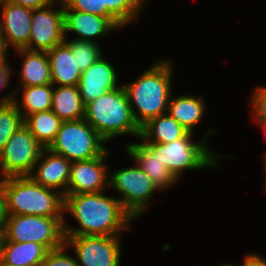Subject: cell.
<instances>
[{"instance_id":"24","label":"cell","mask_w":266,"mask_h":266,"mask_svg":"<svg viewBox=\"0 0 266 266\" xmlns=\"http://www.w3.org/2000/svg\"><path fill=\"white\" fill-rule=\"evenodd\" d=\"M62 122L52 110L35 112L23 119L26 128L45 148H48L55 140Z\"/></svg>"},{"instance_id":"39","label":"cell","mask_w":266,"mask_h":266,"mask_svg":"<svg viewBox=\"0 0 266 266\" xmlns=\"http://www.w3.org/2000/svg\"><path fill=\"white\" fill-rule=\"evenodd\" d=\"M221 266H237V265H231V264H223ZM242 266H246V258L244 259L243 265Z\"/></svg>"},{"instance_id":"5","label":"cell","mask_w":266,"mask_h":266,"mask_svg":"<svg viewBox=\"0 0 266 266\" xmlns=\"http://www.w3.org/2000/svg\"><path fill=\"white\" fill-rule=\"evenodd\" d=\"M64 217L38 215H8L5 224V241L35 242L48 251L65 244Z\"/></svg>"},{"instance_id":"16","label":"cell","mask_w":266,"mask_h":266,"mask_svg":"<svg viewBox=\"0 0 266 266\" xmlns=\"http://www.w3.org/2000/svg\"><path fill=\"white\" fill-rule=\"evenodd\" d=\"M77 86L84 104L120 87L114 67L102 56L81 73Z\"/></svg>"},{"instance_id":"40","label":"cell","mask_w":266,"mask_h":266,"mask_svg":"<svg viewBox=\"0 0 266 266\" xmlns=\"http://www.w3.org/2000/svg\"><path fill=\"white\" fill-rule=\"evenodd\" d=\"M259 125H261L264 129V135L266 136V123H258Z\"/></svg>"},{"instance_id":"34","label":"cell","mask_w":266,"mask_h":266,"mask_svg":"<svg viewBox=\"0 0 266 266\" xmlns=\"http://www.w3.org/2000/svg\"><path fill=\"white\" fill-rule=\"evenodd\" d=\"M11 70L7 62H0V90L5 88L9 83Z\"/></svg>"},{"instance_id":"2","label":"cell","mask_w":266,"mask_h":266,"mask_svg":"<svg viewBox=\"0 0 266 266\" xmlns=\"http://www.w3.org/2000/svg\"><path fill=\"white\" fill-rule=\"evenodd\" d=\"M172 64L159 61L142 73L133 83L124 84L128 95L131 111L139 127L151 118L168 111L171 96ZM135 105H134V104ZM136 106L139 114L134 110Z\"/></svg>"},{"instance_id":"18","label":"cell","mask_w":266,"mask_h":266,"mask_svg":"<svg viewBox=\"0 0 266 266\" xmlns=\"http://www.w3.org/2000/svg\"><path fill=\"white\" fill-rule=\"evenodd\" d=\"M48 53L52 84L77 86L81 72L76 67L75 53L65 43L53 47Z\"/></svg>"},{"instance_id":"37","label":"cell","mask_w":266,"mask_h":266,"mask_svg":"<svg viewBox=\"0 0 266 266\" xmlns=\"http://www.w3.org/2000/svg\"><path fill=\"white\" fill-rule=\"evenodd\" d=\"M4 241H5V229H4V225L0 224V256H1Z\"/></svg>"},{"instance_id":"4","label":"cell","mask_w":266,"mask_h":266,"mask_svg":"<svg viewBox=\"0 0 266 266\" xmlns=\"http://www.w3.org/2000/svg\"><path fill=\"white\" fill-rule=\"evenodd\" d=\"M34 182L29 176L6 177L8 215L64 216V195Z\"/></svg>"},{"instance_id":"3","label":"cell","mask_w":266,"mask_h":266,"mask_svg":"<svg viewBox=\"0 0 266 266\" xmlns=\"http://www.w3.org/2000/svg\"><path fill=\"white\" fill-rule=\"evenodd\" d=\"M84 119L105 141L125 134L140 136L124 85L86 103Z\"/></svg>"},{"instance_id":"32","label":"cell","mask_w":266,"mask_h":266,"mask_svg":"<svg viewBox=\"0 0 266 266\" xmlns=\"http://www.w3.org/2000/svg\"><path fill=\"white\" fill-rule=\"evenodd\" d=\"M8 217L6 204V177L0 179V224L4 225Z\"/></svg>"},{"instance_id":"11","label":"cell","mask_w":266,"mask_h":266,"mask_svg":"<svg viewBox=\"0 0 266 266\" xmlns=\"http://www.w3.org/2000/svg\"><path fill=\"white\" fill-rule=\"evenodd\" d=\"M59 3L61 8L58 11L53 9L56 3L43 8L33 9L30 40L24 49L48 52L66 40L62 0H59Z\"/></svg>"},{"instance_id":"30","label":"cell","mask_w":266,"mask_h":266,"mask_svg":"<svg viewBox=\"0 0 266 266\" xmlns=\"http://www.w3.org/2000/svg\"><path fill=\"white\" fill-rule=\"evenodd\" d=\"M65 244L47 252L40 266H79L75 258L65 253Z\"/></svg>"},{"instance_id":"8","label":"cell","mask_w":266,"mask_h":266,"mask_svg":"<svg viewBox=\"0 0 266 266\" xmlns=\"http://www.w3.org/2000/svg\"><path fill=\"white\" fill-rule=\"evenodd\" d=\"M44 148L23 124L0 152L2 175L28 176L32 173Z\"/></svg>"},{"instance_id":"33","label":"cell","mask_w":266,"mask_h":266,"mask_svg":"<svg viewBox=\"0 0 266 266\" xmlns=\"http://www.w3.org/2000/svg\"><path fill=\"white\" fill-rule=\"evenodd\" d=\"M6 1H10L12 3L18 4L20 6L27 7L30 9H39V8L49 6L55 3V1L57 3L59 2V0H6Z\"/></svg>"},{"instance_id":"19","label":"cell","mask_w":266,"mask_h":266,"mask_svg":"<svg viewBox=\"0 0 266 266\" xmlns=\"http://www.w3.org/2000/svg\"><path fill=\"white\" fill-rule=\"evenodd\" d=\"M188 131L169 113L151 118L140 127V140L147 143H170L183 138Z\"/></svg>"},{"instance_id":"28","label":"cell","mask_w":266,"mask_h":266,"mask_svg":"<svg viewBox=\"0 0 266 266\" xmlns=\"http://www.w3.org/2000/svg\"><path fill=\"white\" fill-rule=\"evenodd\" d=\"M101 8H106L123 26L138 19L141 12L130 0H101Z\"/></svg>"},{"instance_id":"27","label":"cell","mask_w":266,"mask_h":266,"mask_svg":"<svg viewBox=\"0 0 266 266\" xmlns=\"http://www.w3.org/2000/svg\"><path fill=\"white\" fill-rule=\"evenodd\" d=\"M64 42L71 48L72 53H75L76 67L81 73L102 56L97 42L76 39Z\"/></svg>"},{"instance_id":"7","label":"cell","mask_w":266,"mask_h":266,"mask_svg":"<svg viewBox=\"0 0 266 266\" xmlns=\"http://www.w3.org/2000/svg\"><path fill=\"white\" fill-rule=\"evenodd\" d=\"M193 133H187L183 138L176 141L164 143H149L157 152L158 157L164 166L174 175L181 177L184 170H198L205 167H217L215 159L221 155H215L205 142L193 143Z\"/></svg>"},{"instance_id":"21","label":"cell","mask_w":266,"mask_h":266,"mask_svg":"<svg viewBox=\"0 0 266 266\" xmlns=\"http://www.w3.org/2000/svg\"><path fill=\"white\" fill-rule=\"evenodd\" d=\"M24 58L20 72L23 87L52 84L47 52L18 49Z\"/></svg>"},{"instance_id":"26","label":"cell","mask_w":266,"mask_h":266,"mask_svg":"<svg viewBox=\"0 0 266 266\" xmlns=\"http://www.w3.org/2000/svg\"><path fill=\"white\" fill-rule=\"evenodd\" d=\"M14 91L0 99V152L11 136L23 125V116L13 103Z\"/></svg>"},{"instance_id":"38","label":"cell","mask_w":266,"mask_h":266,"mask_svg":"<svg viewBox=\"0 0 266 266\" xmlns=\"http://www.w3.org/2000/svg\"><path fill=\"white\" fill-rule=\"evenodd\" d=\"M140 11L143 9L144 1L145 0H130Z\"/></svg>"},{"instance_id":"20","label":"cell","mask_w":266,"mask_h":266,"mask_svg":"<svg viewBox=\"0 0 266 266\" xmlns=\"http://www.w3.org/2000/svg\"><path fill=\"white\" fill-rule=\"evenodd\" d=\"M48 250L35 242L4 241L0 265L40 266Z\"/></svg>"},{"instance_id":"10","label":"cell","mask_w":266,"mask_h":266,"mask_svg":"<svg viewBox=\"0 0 266 266\" xmlns=\"http://www.w3.org/2000/svg\"><path fill=\"white\" fill-rule=\"evenodd\" d=\"M119 236H65V246H72L79 266H119Z\"/></svg>"},{"instance_id":"1","label":"cell","mask_w":266,"mask_h":266,"mask_svg":"<svg viewBox=\"0 0 266 266\" xmlns=\"http://www.w3.org/2000/svg\"><path fill=\"white\" fill-rule=\"evenodd\" d=\"M75 217L80 229H72L63 223L65 236H119L128 229L134 218L123 208L117 198L102 192L64 195V211Z\"/></svg>"},{"instance_id":"17","label":"cell","mask_w":266,"mask_h":266,"mask_svg":"<svg viewBox=\"0 0 266 266\" xmlns=\"http://www.w3.org/2000/svg\"><path fill=\"white\" fill-rule=\"evenodd\" d=\"M126 152L133 161L150 177L160 190L170 188L177 182V179L164 166L158 157V152L147 142L130 143Z\"/></svg>"},{"instance_id":"22","label":"cell","mask_w":266,"mask_h":266,"mask_svg":"<svg viewBox=\"0 0 266 266\" xmlns=\"http://www.w3.org/2000/svg\"><path fill=\"white\" fill-rule=\"evenodd\" d=\"M51 110L62 120L84 119L85 104L78 86H58L53 88Z\"/></svg>"},{"instance_id":"23","label":"cell","mask_w":266,"mask_h":266,"mask_svg":"<svg viewBox=\"0 0 266 266\" xmlns=\"http://www.w3.org/2000/svg\"><path fill=\"white\" fill-rule=\"evenodd\" d=\"M204 108L205 103L202 97L180 95L173 99L170 96L167 112L189 133H193V128L203 117Z\"/></svg>"},{"instance_id":"6","label":"cell","mask_w":266,"mask_h":266,"mask_svg":"<svg viewBox=\"0 0 266 266\" xmlns=\"http://www.w3.org/2000/svg\"><path fill=\"white\" fill-rule=\"evenodd\" d=\"M104 142L85 119L70 120L62 122L48 149L74 162L101 156L107 150Z\"/></svg>"},{"instance_id":"36","label":"cell","mask_w":266,"mask_h":266,"mask_svg":"<svg viewBox=\"0 0 266 266\" xmlns=\"http://www.w3.org/2000/svg\"><path fill=\"white\" fill-rule=\"evenodd\" d=\"M9 47L6 43L5 37L3 36L1 30H0V62H7L6 53L8 51Z\"/></svg>"},{"instance_id":"31","label":"cell","mask_w":266,"mask_h":266,"mask_svg":"<svg viewBox=\"0 0 266 266\" xmlns=\"http://www.w3.org/2000/svg\"><path fill=\"white\" fill-rule=\"evenodd\" d=\"M252 108L254 109L255 122L266 123V87L256 89L252 96Z\"/></svg>"},{"instance_id":"15","label":"cell","mask_w":266,"mask_h":266,"mask_svg":"<svg viewBox=\"0 0 266 266\" xmlns=\"http://www.w3.org/2000/svg\"><path fill=\"white\" fill-rule=\"evenodd\" d=\"M64 11V35L66 32H75L79 35L76 40L93 41L96 36H103L115 28L124 27L116 18H106L74 9ZM93 38V39H91Z\"/></svg>"},{"instance_id":"25","label":"cell","mask_w":266,"mask_h":266,"mask_svg":"<svg viewBox=\"0 0 266 266\" xmlns=\"http://www.w3.org/2000/svg\"><path fill=\"white\" fill-rule=\"evenodd\" d=\"M53 84L47 85H35L24 87L23 104H18L16 99V92L14 93L13 103L17 107V110L22 114V107L25 108V114L23 113V119L32 113L51 110Z\"/></svg>"},{"instance_id":"35","label":"cell","mask_w":266,"mask_h":266,"mask_svg":"<svg viewBox=\"0 0 266 266\" xmlns=\"http://www.w3.org/2000/svg\"><path fill=\"white\" fill-rule=\"evenodd\" d=\"M246 266H266V260L257 254L246 256Z\"/></svg>"},{"instance_id":"14","label":"cell","mask_w":266,"mask_h":266,"mask_svg":"<svg viewBox=\"0 0 266 266\" xmlns=\"http://www.w3.org/2000/svg\"><path fill=\"white\" fill-rule=\"evenodd\" d=\"M44 154L47 156L45 157ZM71 164L72 162L64 156L56 154L48 148H44L32 173L28 176L34 182L44 187L54 190L60 187L64 188H60V192L65 195L67 192ZM35 169H37L36 172Z\"/></svg>"},{"instance_id":"13","label":"cell","mask_w":266,"mask_h":266,"mask_svg":"<svg viewBox=\"0 0 266 266\" xmlns=\"http://www.w3.org/2000/svg\"><path fill=\"white\" fill-rule=\"evenodd\" d=\"M0 30L9 47L24 49L30 40L33 9L4 0L0 5Z\"/></svg>"},{"instance_id":"29","label":"cell","mask_w":266,"mask_h":266,"mask_svg":"<svg viewBox=\"0 0 266 266\" xmlns=\"http://www.w3.org/2000/svg\"><path fill=\"white\" fill-rule=\"evenodd\" d=\"M63 9H74L106 18H115L106 8H101V0H62Z\"/></svg>"},{"instance_id":"9","label":"cell","mask_w":266,"mask_h":266,"mask_svg":"<svg viewBox=\"0 0 266 266\" xmlns=\"http://www.w3.org/2000/svg\"><path fill=\"white\" fill-rule=\"evenodd\" d=\"M112 174L108 187L112 186L121 193L123 197L119 201L134 219L139 217L154 191L160 189L137 164L136 167L117 170Z\"/></svg>"},{"instance_id":"12","label":"cell","mask_w":266,"mask_h":266,"mask_svg":"<svg viewBox=\"0 0 266 266\" xmlns=\"http://www.w3.org/2000/svg\"><path fill=\"white\" fill-rule=\"evenodd\" d=\"M107 155L108 150L96 158L72 162L66 194L105 191L108 175L106 174L107 165L104 164V160Z\"/></svg>"}]
</instances>
